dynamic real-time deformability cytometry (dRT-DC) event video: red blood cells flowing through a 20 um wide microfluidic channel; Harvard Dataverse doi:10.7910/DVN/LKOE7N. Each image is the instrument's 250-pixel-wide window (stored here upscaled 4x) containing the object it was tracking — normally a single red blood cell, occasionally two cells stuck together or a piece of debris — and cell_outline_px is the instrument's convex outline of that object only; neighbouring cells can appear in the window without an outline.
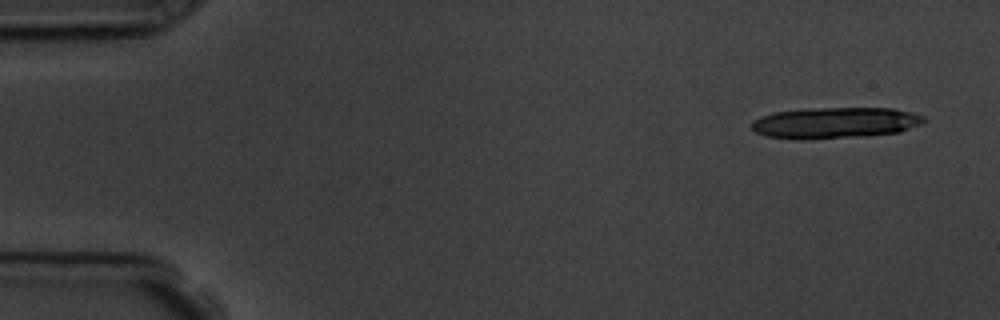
{"species": "common noctule bat (a hibernating species)", "species_latin": "Nyctalus noctula", "temperature_condition": "room temperature", "stored_images_in_passage": 3, "camera_frame_rate_fps": 3000, "um_per_image_px": 0.085, "animal": {"sex": "male", "body_mass_g": 19.5, "forearm_length_mm": 54.6}, "frame": {"image": 1, "passage_image": 1, "time_ms": 0.0, "image_size_px": [1000, 320], "cell_outline_px": [[928, 120], [924, 124], [900, 132], [860, 136], [804, 140], [800, 140], [764, 136], [756, 132], [752, 128], [752, 120], [760, 116], [772, 112], [820, 108], [892, 108], [912, 112], [924, 116]], "centroid_in_image_um": [71.0, 10.44], "position_along_channel_um": 14.0, "area_um2": 31.5}}